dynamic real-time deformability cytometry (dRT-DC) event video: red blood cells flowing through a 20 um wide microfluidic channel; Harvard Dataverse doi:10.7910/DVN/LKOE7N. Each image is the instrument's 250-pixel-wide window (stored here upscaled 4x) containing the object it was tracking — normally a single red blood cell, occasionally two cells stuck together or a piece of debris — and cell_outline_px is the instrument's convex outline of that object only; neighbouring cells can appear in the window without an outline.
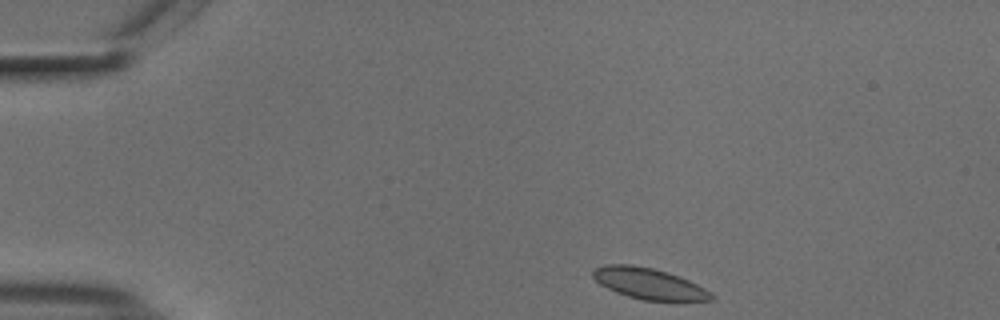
{"species": "common noctule bat (a hibernating species)", "species_latin": "Nyctalus noctula", "temperature_condition": "cold", "stored_images_in_passage": 46, "camera_frame_rate_fps": 3000, "um_per_image_px": 0.085, "animal": {"sex": "male", "body_mass_g": 18.8}, "frame": {"image": 1, "passage_image": 1, "time_ms": 0.0, "image_size_px": [1000, 320], "cell_outline_px": [[712, 300], [644, 300], [628, 296], [616, 292], [600, 284], [592, 276], [592, 272], [596, 268], [608, 264], [632, 264], [652, 268], [668, 272], [688, 280], [712, 292]], "centroid_in_image_um": [55.13, 24.09], "position_along_channel_um": 29.9, "area_um2": 21.04}}
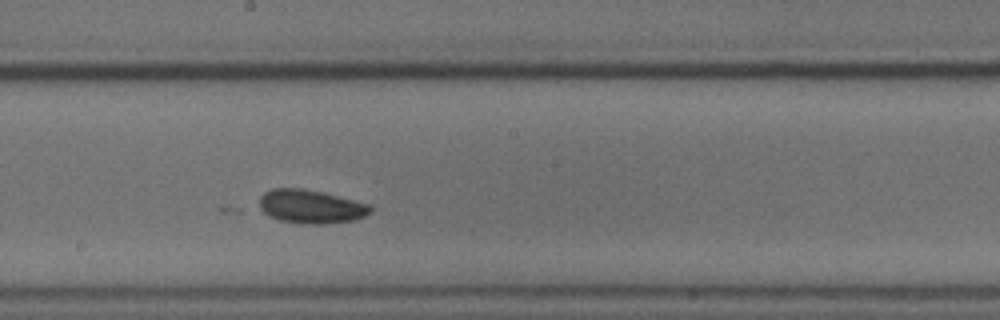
{"frame": {"image": 2, "passage_image": 22, "time_ms": 7.0, "image_size_px": [1000, 320], "cell_outline_px": [[372, 212], [364, 216], [352, 220], [324, 224], [308, 224], [280, 220], [268, 216], [256, 208], [260, 196], [264, 192], [272, 188], [304, 188], [368, 204], [372, 208]], "centroid_in_image_um": [26.33, 17.56], "position_along_channel_um": 221.9, "area_um2": 21.79}}
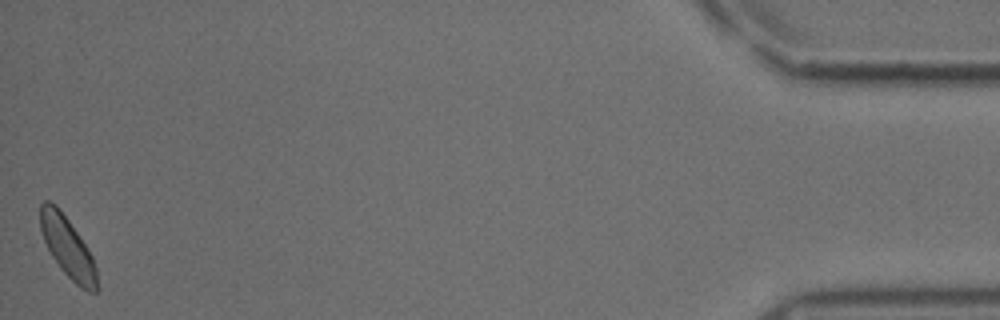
{"frame": {"image": 3, "passage_image": 46, "time_ms": 15.0, "image_size_px": [1000, 320], "cell_outline_px": [[100, 288], [96, 292], [88, 292], [80, 288], [60, 268], [52, 256], [44, 240], [40, 228], [40, 204], [44, 200], [48, 200], [56, 204], [60, 208], [92, 256], [96, 268]], "centroid_in_image_um": [5.76, 21.04], "position_along_channel_um": 429.4, "area_um2": 19.94}}